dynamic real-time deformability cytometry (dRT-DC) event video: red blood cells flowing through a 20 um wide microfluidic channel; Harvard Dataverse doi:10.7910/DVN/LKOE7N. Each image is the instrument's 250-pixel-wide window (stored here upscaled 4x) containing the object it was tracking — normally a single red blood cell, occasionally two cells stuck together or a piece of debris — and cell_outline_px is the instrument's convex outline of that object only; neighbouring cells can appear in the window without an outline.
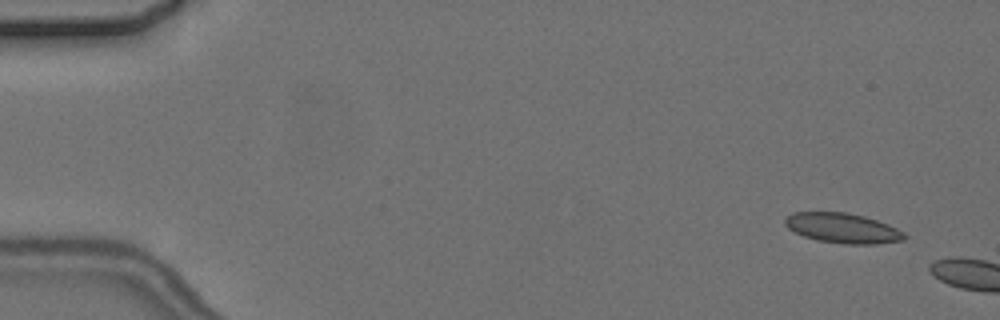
{"species": "common noctule bat (a hibernating species)", "species_latin": "Nyctalus noctula", "temperature_condition": "cold", "stored_images_in_passage": 3, "camera_frame_rate_fps": 3000, "um_per_image_px": 0.085, "animal": {"sex": "female", "body_mass_g": 24.6, "forearm_length_mm": 56.2}, "frame": {"image": 1, "passage_image": 2, "time_ms": 1.0, "image_size_px": [1000, 320], "cell_outline_px": [[908, 236], [904, 240], [876, 244], [844, 244], [816, 240], [804, 236], [788, 228], [784, 224], [784, 220], [792, 212], [848, 212], [864, 216], [888, 224], [904, 232]], "centroid_in_image_um": [71.64, 19.39], "position_along_channel_um": 13.4, "area_um2": 20.92}}